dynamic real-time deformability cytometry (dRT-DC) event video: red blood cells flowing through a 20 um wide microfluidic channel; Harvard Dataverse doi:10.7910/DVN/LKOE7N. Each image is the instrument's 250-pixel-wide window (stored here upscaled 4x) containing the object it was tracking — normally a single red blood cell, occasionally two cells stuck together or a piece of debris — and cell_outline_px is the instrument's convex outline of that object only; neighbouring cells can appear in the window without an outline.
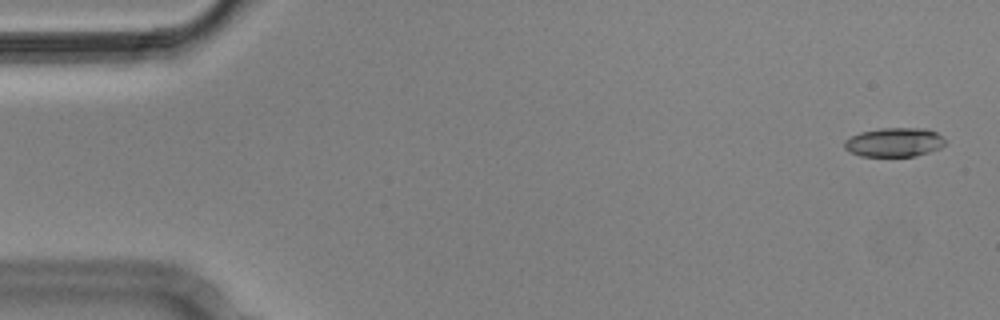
{"species": "Egyptian fruit bat (a non-hibernating species)", "species_latin": "Rousettus aegyptiacus", "temperature_condition": "cold", "stored_images_in_passage": 5, "camera_frame_rate_fps": 3000, "um_per_image_px": 0.085, "animal": {"sex": "male"}, "frame": {"image": 1, "passage_image": 1, "time_ms": 0.0, "image_size_px": [1000, 320], "cell_outline_px": [[944, 144], [940, 148], [916, 156], [860, 156], [844, 148], [844, 140], [860, 132], [880, 128], [928, 128], [936, 132], [944, 140]], "centroid_in_image_um": [76.0, 12.08], "position_along_channel_um": 9.0, "area_um2": 16.99}}